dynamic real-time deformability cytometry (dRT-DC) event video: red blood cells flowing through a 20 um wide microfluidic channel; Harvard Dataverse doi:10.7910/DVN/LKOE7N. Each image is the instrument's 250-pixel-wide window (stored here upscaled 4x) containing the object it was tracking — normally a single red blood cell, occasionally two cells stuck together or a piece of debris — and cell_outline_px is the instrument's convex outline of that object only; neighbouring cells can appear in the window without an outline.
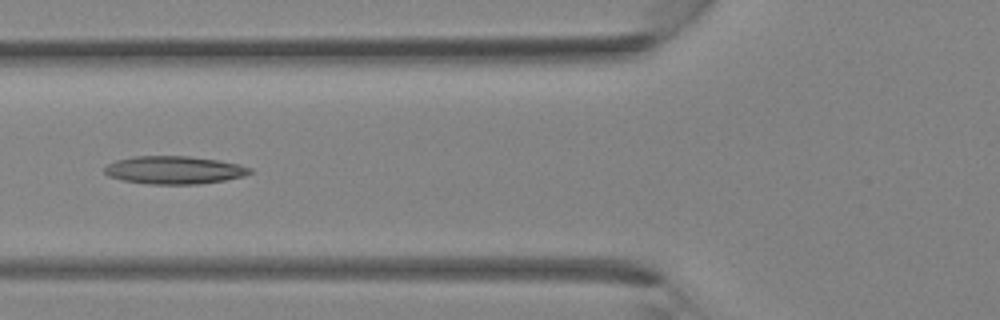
{"species": "Egyptian fruit bat (a non-hibernating species)", "species_latin": "Rousettus aegyptiacus", "temperature_condition": "room temperature", "stored_images_in_passage": 33, "camera_frame_rate_fps": 3000, "um_per_image_px": 0.085, "animal": {"sex": "female"}, "frame": {"image": 1, "passage_image": 11, "time_ms": 3.333, "image_size_px": [1000, 320], "cell_outline_px": [[252, 172], [244, 176], [224, 180], [200, 184], [148, 184], [124, 180], [108, 176], [104, 172], [104, 168], [108, 164], [116, 160], [132, 156], [188, 156], [220, 160], [240, 164], [252, 168]], "centroid_in_image_um": [14.82, 14.45], "position_along_channel_um": 111.0, "area_um2": 23.76}}
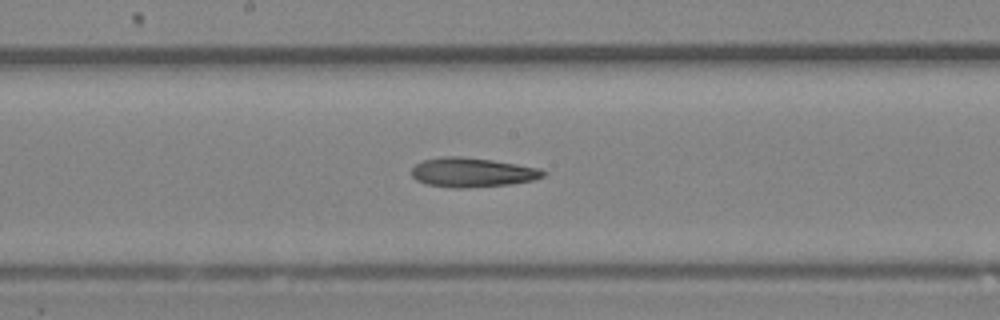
{"frame": {"image": 2, "passage_image": 16, "time_ms": 5.0, "image_size_px": [1000, 320], "cell_outline_px": [[548, 172], [544, 176], [532, 180], [508, 184], [468, 188], [452, 188], [424, 184], [416, 180], [412, 176], [412, 168], [416, 164], [424, 160], [444, 156], [460, 156], [492, 160], [540, 168]], "centroid_in_image_um": [40.12, 14.66], "position_along_channel_um": 208.1, "area_um2": 22.54}}
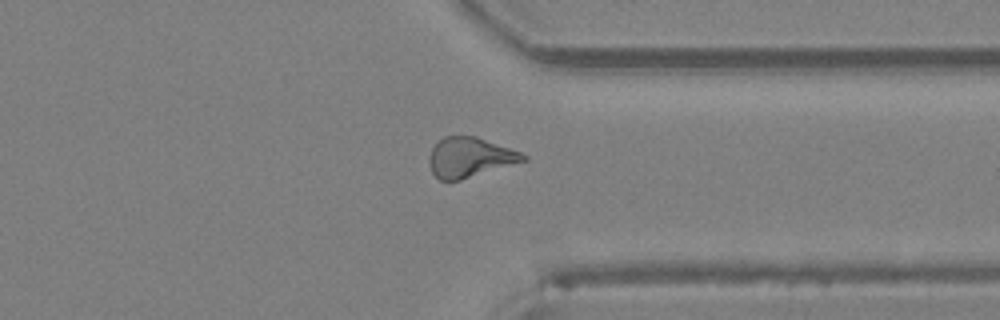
{"frame": {"image": 3, "passage_image": 25, "time_ms": 8.0, "image_size_px": [1000, 320], "cell_outline_px": [[528, 160], [460, 180], [440, 180], [432, 172], [428, 160], [428, 156], [432, 148], [444, 136], [476, 136], [520, 152], [528, 156]], "centroid_in_image_um": [39.93, 13.37], "position_along_channel_um": 371.5, "area_um2": 21.68}}